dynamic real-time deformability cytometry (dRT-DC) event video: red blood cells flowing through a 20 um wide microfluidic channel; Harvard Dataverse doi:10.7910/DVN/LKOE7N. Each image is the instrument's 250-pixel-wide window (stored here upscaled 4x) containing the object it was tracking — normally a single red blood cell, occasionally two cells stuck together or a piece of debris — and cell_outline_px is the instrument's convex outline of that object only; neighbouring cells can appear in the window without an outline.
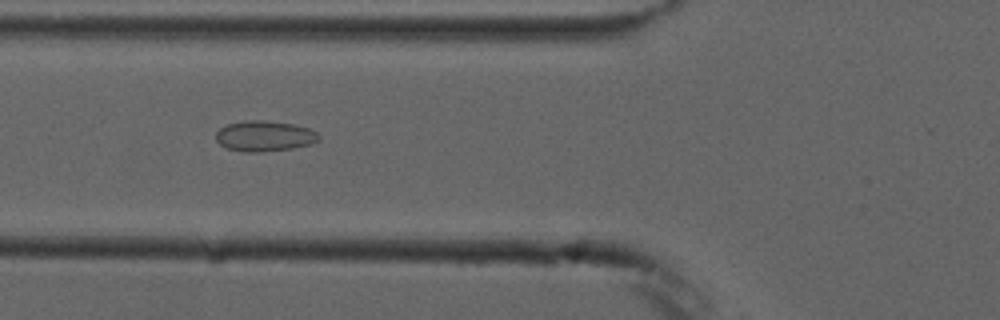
{"species": "common noctule bat (a hibernating species)", "species_latin": "Nyctalus noctula", "temperature_condition": "cold", "stored_images_in_passage": 2, "camera_frame_rate_fps": 3000, "um_per_image_px": 0.085, "animal": {"sex": "male", "forearm_length_mm": 52.5}, "frame": {"image": 1, "passage_image": 2, "time_ms": 1.0, "image_size_px": [1000, 320], "cell_outline_px": [[320, 140], [312, 144], [292, 148], [260, 152], [244, 152], [228, 148], [220, 144], [216, 140], [216, 132], [220, 128], [228, 124], [244, 120], [260, 120], [292, 124], [308, 128], [316, 132], [320, 136]], "centroid_in_image_um": [22.48, 11.57], "position_along_channel_um": 103.3, "area_um2": 18.26}}